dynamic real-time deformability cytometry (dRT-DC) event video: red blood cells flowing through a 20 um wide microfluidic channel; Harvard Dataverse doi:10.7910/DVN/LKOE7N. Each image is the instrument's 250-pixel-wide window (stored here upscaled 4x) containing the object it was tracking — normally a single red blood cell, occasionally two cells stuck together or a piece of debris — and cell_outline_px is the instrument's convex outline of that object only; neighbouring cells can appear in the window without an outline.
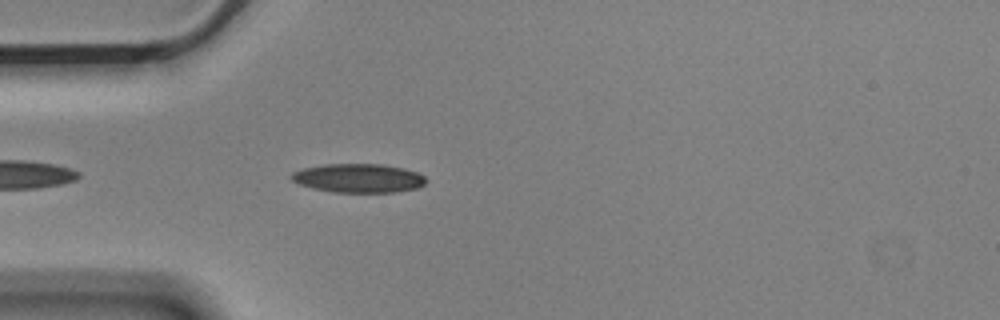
{"species": "Egyptian fruit bat (a non-hibernating species)", "species_latin": "Rousettus aegyptiacus", "temperature_condition": "cold", "stored_images_in_passage": 4, "camera_frame_rate_fps": 3000, "um_per_image_px": 0.085, "animal": {"sex": "male"}, "frame": {"image": 1, "passage_image": 4, "time_ms": 1.0, "image_size_px": [1000, 320], "cell_outline_px": [[428, 180], [424, 184], [416, 188], [392, 192], [332, 192], [312, 188], [300, 184], [292, 180], [288, 176], [292, 172], [304, 168], [324, 164], [384, 164], [404, 168], [416, 172], [424, 176]], "centroid_in_image_um": [30.45, 15.13], "position_along_channel_um": 54.5, "area_um2": 22.66}}